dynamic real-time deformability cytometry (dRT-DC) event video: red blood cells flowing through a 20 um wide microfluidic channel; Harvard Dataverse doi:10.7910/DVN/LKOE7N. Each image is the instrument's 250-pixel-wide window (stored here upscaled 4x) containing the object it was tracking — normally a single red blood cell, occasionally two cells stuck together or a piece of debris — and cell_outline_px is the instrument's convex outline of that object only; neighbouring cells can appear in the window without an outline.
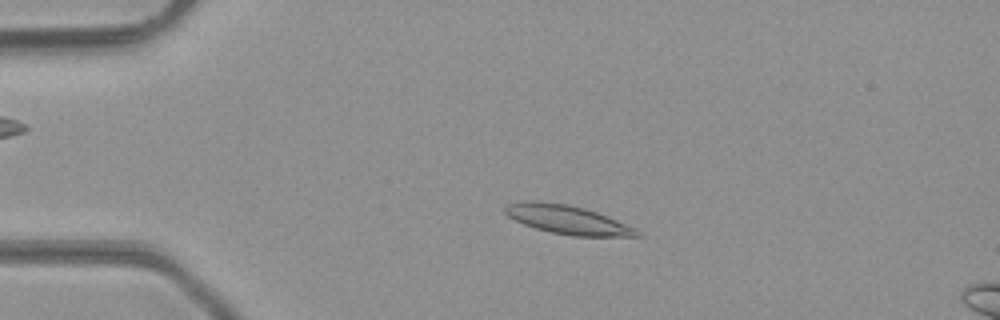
{"species": "common noctule bat (a hibernating species)", "species_latin": "Nyctalus noctula", "temperature_condition": "room temperature", "stored_images_in_passage": 48, "camera_frame_rate_fps": 3000, "um_per_image_px": 0.085, "animal": {"sex": "male", "body_mass_g": 23.1, "forearm_length_mm": 52.7}, "frame": {"image": 1, "passage_image": 11, "time_ms": 3.333, "image_size_px": [1000, 320], "cell_outline_px": [[644, 236], [572, 236], [552, 232], [536, 228], [524, 224], [508, 216], [504, 212], [504, 204], [532, 200], [568, 204], [584, 208], [608, 216], [636, 228]], "centroid_in_image_um": [48.24, 18.66], "position_along_channel_um": 36.8, "area_um2": 22.08}}
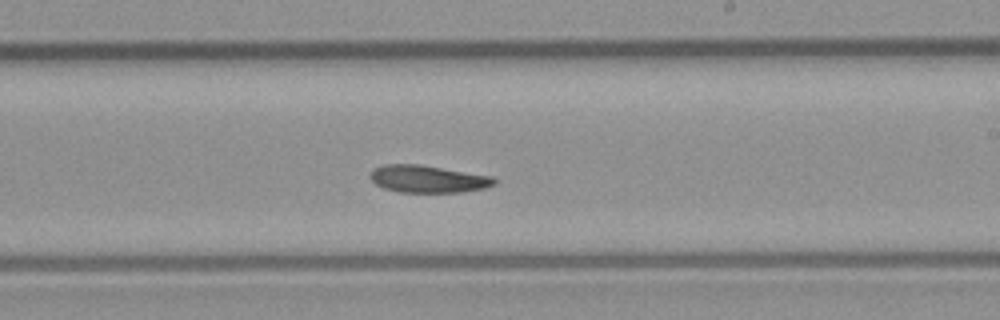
{"frame": {"image": 2, "passage_image": 29, "time_ms": 9.333, "image_size_px": [1000, 320], "cell_outline_px": [[496, 184], [484, 188], [460, 192], [400, 192], [384, 188], [376, 184], [368, 176], [372, 168], [384, 164], [420, 164], [492, 176], [496, 180]], "centroid_in_image_um": [36.34, 15.2], "position_along_channel_um": 252.7, "area_um2": 19.83}}
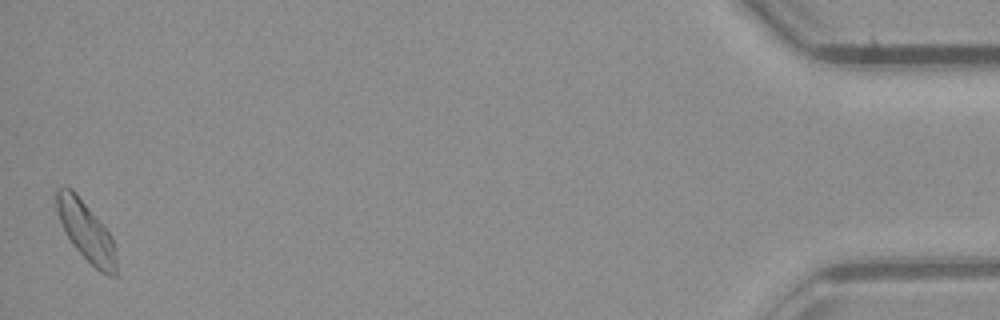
{"frame": {"image": 3, "passage_image": 48, "time_ms": 15.667, "image_size_px": [1000, 320], "cell_outline_px": [[116, 276], [108, 276], [100, 272], [72, 244], [64, 232], [56, 208], [56, 188], [72, 188], [112, 236], [116, 260]], "centroid_in_image_um": [7.31, 19.67], "position_along_channel_um": 427.9, "area_um2": 20.29}}